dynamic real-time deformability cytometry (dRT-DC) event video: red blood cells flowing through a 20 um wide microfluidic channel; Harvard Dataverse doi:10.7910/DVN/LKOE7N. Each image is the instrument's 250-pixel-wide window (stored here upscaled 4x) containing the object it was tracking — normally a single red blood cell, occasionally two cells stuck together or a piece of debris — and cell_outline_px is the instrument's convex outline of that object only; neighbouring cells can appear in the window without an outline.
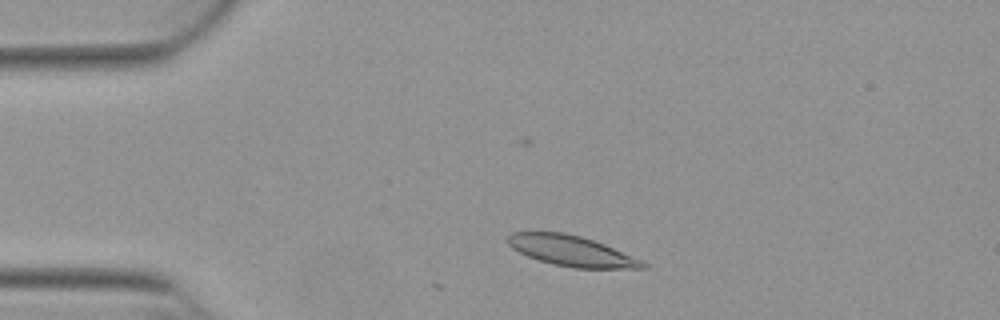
{"species": "Egyptian fruit bat (a non-hibernating species)", "species_latin": "Rousettus aegyptiacus", "temperature_condition": "warm", "stored_images_in_passage": 9, "camera_frame_rate_fps": 3000, "um_per_image_px": 0.085, "animal": {"sex": "female"}, "frame": {"image": 1, "passage_image": 6, "time_ms": 1.667, "image_size_px": [1000, 320], "cell_outline_px": [[648, 268], [572, 268], [552, 264], [528, 256], [512, 248], [508, 244], [508, 236], [512, 232], [564, 232], [580, 236], [604, 244], [644, 260], [648, 264]], "centroid_in_image_um": [48.62, 21.33], "position_along_channel_um": 36.4, "area_um2": 23.93}}